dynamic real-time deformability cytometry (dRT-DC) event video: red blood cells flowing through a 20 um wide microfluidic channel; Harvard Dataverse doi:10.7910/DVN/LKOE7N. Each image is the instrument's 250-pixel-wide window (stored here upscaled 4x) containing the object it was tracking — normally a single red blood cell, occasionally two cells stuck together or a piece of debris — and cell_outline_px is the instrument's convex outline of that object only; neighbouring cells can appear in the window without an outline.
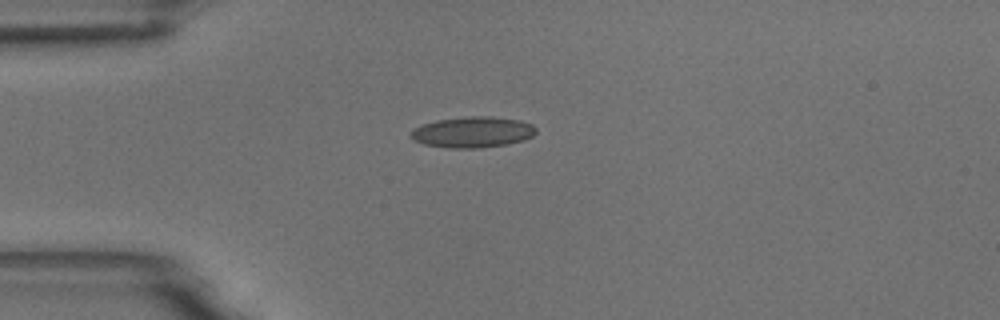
{"species": "common noctule bat (a hibernating species)", "species_latin": "Nyctalus noctula", "temperature_condition": "room temperature", "stored_images_in_passage": 5, "camera_frame_rate_fps": 3000, "um_per_image_px": 0.085, "animal": {"sex": "male", "body_mass_g": 18.8}, "frame": {"image": 1, "passage_image": 1, "time_ms": 0.0, "image_size_px": [1000, 320], "cell_outline_px": [[536, 132], [532, 136], [524, 140], [504, 144], [476, 148], [448, 148], [424, 144], [412, 140], [408, 136], [412, 128], [436, 120], [468, 116], [492, 116], [520, 120], [532, 124], [536, 128]], "centroid_in_image_um": [40.13, 11.22], "position_along_channel_um": 44.9, "area_um2": 22.66}}